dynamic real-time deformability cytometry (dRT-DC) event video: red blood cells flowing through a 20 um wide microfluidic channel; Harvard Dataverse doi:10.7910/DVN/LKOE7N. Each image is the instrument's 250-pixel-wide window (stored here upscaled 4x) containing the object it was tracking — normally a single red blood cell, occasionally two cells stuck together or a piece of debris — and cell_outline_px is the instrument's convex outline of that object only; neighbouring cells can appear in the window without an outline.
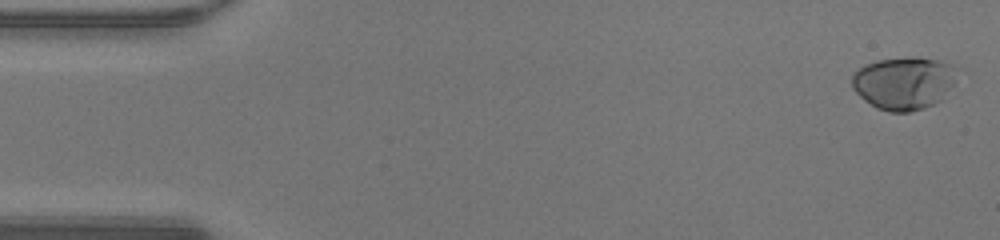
{"species": "human", "species_latin": "Homo sapiens", "temperature_condition": "warm", "stored_images_in_passage": 48, "camera_frame_rate_fps": 3000, "um_per_image_px": 0.085, "donor": {"sex": "male"}, "frame": {"image": 1, "passage_image": 1, "time_ms": 0.0, "image_size_px": [1000, 240], "cell_outline_px": [[952, 84], [940, 100], [924, 108], [908, 112], [888, 112], [876, 108], [864, 100], [852, 88], [852, 76], [864, 64], [876, 60], [912, 56], [916, 56], [936, 60], [948, 64]], "centroid_in_image_um": [76.7, 7.07], "position_along_channel_um": 8.3, "area_um2": 31.56}}
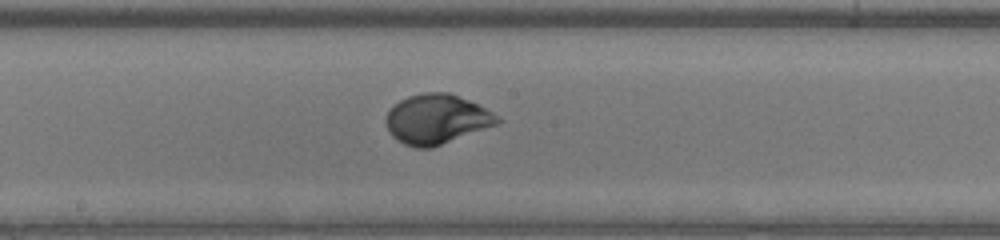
{"frame": {"image": 2, "passage_image": 25, "time_ms": 8.0, "image_size_px": [1000, 240], "cell_outline_px": [[504, 120], [496, 124], [432, 148], [416, 148], [404, 144], [392, 136], [388, 128], [388, 112], [400, 100], [408, 96], [424, 92], [448, 92], [468, 100], [492, 112]], "centroid_in_image_um": [37.13, 10.13], "position_along_channel_um": 211.1, "area_um2": 31.67}}
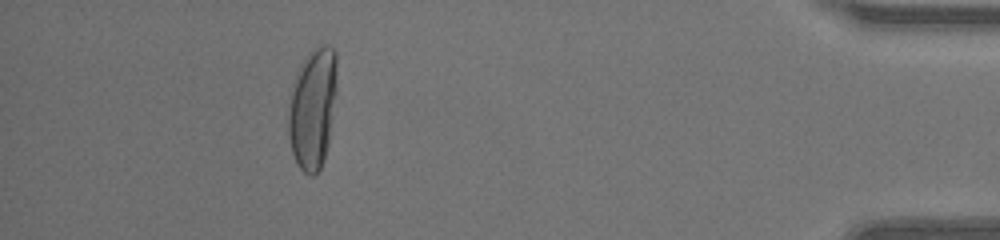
{"frame": {"image": 3, "passage_image": 43, "time_ms": 14.0, "image_size_px": [1000, 240], "cell_outline_px": [[336, 92], [328, 144], [324, 160], [320, 168], [312, 176], [308, 176], [296, 164], [292, 152], [288, 132], [288, 108], [292, 84], [296, 72], [300, 64], [308, 52], [312, 48], [320, 44], [328, 44], [336, 52]], "centroid_in_image_um": [26.56, 9.17], "position_along_channel_um": 408.6, "area_um2": 34.62}, "authors_computed_cell_mechanics": {"area_um2": 31.2409, "velocity_mm_per_s": 4.3242, "shape_relaxation_time_tau1_ms": 3.3356, "shape_relaxation_time_tau2_ms": null, "deformation_change_tau1": 0.2074, "deformation_change_tau2": null}}